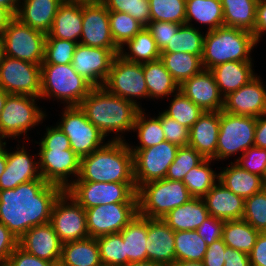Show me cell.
I'll use <instances>...</instances> for the list:
<instances>
[{"label": "cell", "instance_id": "cell-2", "mask_svg": "<svg viewBox=\"0 0 266 266\" xmlns=\"http://www.w3.org/2000/svg\"><path fill=\"white\" fill-rule=\"evenodd\" d=\"M73 182L135 183L129 144L125 140H111L80 158L79 176Z\"/></svg>", "mask_w": 266, "mask_h": 266}, {"label": "cell", "instance_id": "cell-70", "mask_svg": "<svg viewBox=\"0 0 266 266\" xmlns=\"http://www.w3.org/2000/svg\"><path fill=\"white\" fill-rule=\"evenodd\" d=\"M4 57H5L4 44H3L2 37L0 35V64L2 63Z\"/></svg>", "mask_w": 266, "mask_h": 266}, {"label": "cell", "instance_id": "cell-12", "mask_svg": "<svg viewBox=\"0 0 266 266\" xmlns=\"http://www.w3.org/2000/svg\"><path fill=\"white\" fill-rule=\"evenodd\" d=\"M58 127L70 141L71 150L79 158L90 155L94 150L104 146L105 135L93 125L79 106L64 108Z\"/></svg>", "mask_w": 266, "mask_h": 266}, {"label": "cell", "instance_id": "cell-47", "mask_svg": "<svg viewBox=\"0 0 266 266\" xmlns=\"http://www.w3.org/2000/svg\"><path fill=\"white\" fill-rule=\"evenodd\" d=\"M151 21L185 24L186 0H149Z\"/></svg>", "mask_w": 266, "mask_h": 266}, {"label": "cell", "instance_id": "cell-24", "mask_svg": "<svg viewBox=\"0 0 266 266\" xmlns=\"http://www.w3.org/2000/svg\"><path fill=\"white\" fill-rule=\"evenodd\" d=\"M24 147H17L15 152H9L6 149L7 164L0 176V191L14 189L22 183L42 178L39 162L33 161L35 156L32 157Z\"/></svg>", "mask_w": 266, "mask_h": 266}, {"label": "cell", "instance_id": "cell-6", "mask_svg": "<svg viewBox=\"0 0 266 266\" xmlns=\"http://www.w3.org/2000/svg\"><path fill=\"white\" fill-rule=\"evenodd\" d=\"M192 198L182 181L164 178L148 182L137 189L138 214L163 219L172 209Z\"/></svg>", "mask_w": 266, "mask_h": 266}, {"label": "cell", "instance_id": "cell-36", "mask_svg": "<svg viewBox=\"0 0 266 266\" xmlns=\"http://www.w3.org/2000/svg\"><path fill=\"white\" fill-rule=\"evenodd\" d=\"M224 26L254 32L256 0H221Z\"/></svg>", "mask_w": 266, "mask_h": 266}, {"label": "cell", "instance_id": "cell-62", "mask_svg": "<svg viewBox=\"0 0 266 266\" xmlns=\"http://www.w3.org/2000/svg\"><path fill=\"white\" fill-rule=\"evenodd\" d=\"M254 146L266 149V112L257 117Z\"/></svg>", "mask_w": 266, "mask_h": 266}, {"label": "cell", "instance_id": "cell-20", "mask_svg": "<svg viewBox=\"0 0 266 266\" xmlns=\"http://www.w3.org/2000/svg\"><path fill=\"white\" fill-rule=\"evenodd\" d=\"M223 111L239 116L260 117L266 112V85L256 75L224 98Z\"/></svg>", "mask_w": 266, "mask_h": 266}, {"label": "cell", "instance_id": "cell-43", "mask_svg": "<svg viewBox=\"0 0 266 266\" xmlns=\"http://www.w3.org/2000/svg\"><path fill=\"white\" fill-rule=\"evenodd\" d=\"M145 110L140 109L136 115L133 131L137 132L140 141L138 146H129L130 149H145L165 141V133L158 117L148 118Z\"/></svg>", "mask_w": 266, "mask_h": 266}, {"label": "cell", "instance_id": "cell-59", "mask_svg": "<svg viewBox=\"0 0 266 266\" xmlns=\"http://www.w3.org/2000/svg\"><path fill=\"white\" fill-rule=\"evenodd\" d=\"M251 266H266V232H260L249 254Z\"/></svg>", "mask_w": 266, "mask_h": 266}, {"label": "cell", "instance_id": "cell-5", "mask_svg": "<svg viewBox=\"0 0 266 266\" xmlns=\"http://www.w3.org/2000/svg\"><path fill=\"white\" fill-rule=\"evenodd\" d=\"M257 44L254 34L243 29L221 26L206 31L201 57L203 69L231 61L252 62L251 50Z\"/></svg>", "mask_w": 266, "mask_h": 266}, {"label": "cell", "instance_id": "cell-19", "mask_svg": "<svg viewBox=\"0 0 266 266\" xmlns=\"http://www.w3.org/2000/svg\"><path fill=\"white\" fill-rule=\"evenodd\" d=\"M82 35L79 44L110 49L115 55L119 48L115 45L109 24V11L103 4L82 5Z\"/></svg>", "mask_w": 266, "mask_h": 266}, {"label": "cell", "instance_id": "cell-53", "mask_svg": "<svg viewBox=\"0 0 266 266\" xmlns=\"http://www.w3.org/2000/svg\"><path fill=\"white\" fill-rule=\"evenodd\" d=\"M162 129L165 133L166 141L178 146H188L190 131L184 125L167 116L164 112H159Z\"/></svg>", "mask_w": 266, "mask_h": 266}, {"label": "cell", "instance_id": "cell-58", "mask_svg": "<svg viewBox=\"0 0 266 266\" xmlns=\"http://www.w3.org/2000/svg\"><path fill=\"white\" fill-rule=\"evenodd\" d=\"M226 247L223 239L216 240L207 246L203 259L204 266H224Z\"/></svg>", "mask_w": 266, "mask_h": 266}, {"label": "cell", "instance_id": "cell-27", "mask_svg": "<svg viewBox=\"0 0 266 266\" xmlns=\"http://www.w3.org/2000/svg\"><path fill=\"white\" fill-rule=\"evenodd\" d=\"M16 18L31 28L48 34L64 0H22Z\"/></svg>", "mask_w": 266, "mask_h": 266}, {"label": "cell", "instance_id": "cell-48", "mask_svg": "<svg viewBox=\"0 0 266 266\" xmlns=\"http://www.w3.org/2000/svg\"><path fill=\"white\" fill-rule=\"evenodd\" d=\"M204 159L193 147H179L173 163L168 167L166 179L183 181L186 174Z\"/></svg>", "mask_w": 266, "mask_h": 266}, {"label": "cell", "instance_id": "cell-56", "mask_svg": "<svg viewBox=\"0 0 266 266\" xmlns=\"http://www.w3.org/2000/svg\"><path fill=\"white\" fill-rule=\"evenodd\" d=\"M53 264V262L40 259L26 252L18 245L4 266H52Z\"/></svg>", "mask_w": 266, "mask_h": 266}, {"label": "cell", "instance_id": "cell-33", "mask_svg": "<svg viewBox=\"0 0 266 266\" xmlns=\"http://www.w3.org/2000/svg\"><path fill=\"white\" fill-rule=\"evenodd\" d=\"M60 262L65 266H99L102 262L96 238L62 244Z\"/></svg>", "mask_w": 266, "mask_h": 266}, {"label": "cell", "instance_id": "cell-37", "mask_svg": "<svg viewBox=\"0 0 266 266\" xmlns=\"http://www.w3.org/2000/svg\"><path fill=\"white\" fill-rule=\"evenodd\" d=\"M124 45H127L129 52L120 48L118 55L127 61L143 64L160 59L161 51L146 27Z\"/></svg>", "mask_w": 266, "mask_h": 266}, {"label": "cell", "instance_id": "cell-14", "mask_svg": "<svg viewBox=\"0 0 266 266\" xmlns=\"http://www.w3.org/2000/svg\"><path fill=\"white\" fill-rule=\"evenodd\" d=\"M178 148L165 140L145 149H131L136 188L166 178L168 167L173 163Z\"/></svg>", "mask_w": 266, "mask_h": 266}, {"label": "cell", "instance_id": "cell-57", "mask_svg": "<svg viewBox=\"0 0 266 266\" xmlns=\"http://www.w3.org/2000/svg\"><path fill=\"white\" fill-rule=\"evenodd\" d=\"M17 246L18 238L3 223H0V266L6 264Z\"/></svg>", "mask_w": 266, "mask_h": 266}, {"label": "cell", "instance_id": "cell-8", "mask_svg": "<svg viewBox=\"0 0 266 266\" xmlns=\"http://www.w3.org/2000/svg\"><path fill=\"white\" fill-rule=\"evenodd\" d=\"M5 56L42 64L47 34L31 28L14 17L1 34Z\"/></svg>", "mask_w": 266, "mask_h": 266}, {"label": "cell", "instance_id": "cell-18", "mask_svg": "<svg viewBox=\"0 0 266 266\" xmlns=\"http://www.w3.org/2000/svg\"><path fill=\"white\" fill-rule=\"evenodd\" d=\"M115 56L110 49L89 47L78 43L71 64L76 73L93 87H102Z\"/></svg>", "mask_w": 266, "mask_h": 266}, {"label": "cell", "instance_id": "cell-71", "mask_svg": "<svg viewBox=\"0 0 266 266\" xmlns=\"http://www.w3.org/2000/svg\"><path fill=\"white\" fill-rule=\"evenodd\" d=\"M5 138L0 134V150L3 147H6V142H3L2 140H4Z\"/></svg>", "mask_w": 266, "mask_h": 266}, {"label": "cell", "instance_id": "cell-50", "mask_svg": "<svg viewBox=\"0 0 266 266\" xmlns=\"http://www.w3.org/2000/svg\"><path fill=\"white\" fill-rule=\"evenodd\" d=\"M243 220L259 232H266V188L245 199Z\"/></svg>", "mask_w": 266, "mask_h": 266}, {"label": "cell", "instance_id": "cell-38", "mask_svg": "<svg viewBox=\"0 0 266 266\" xmlns=\"http://www.w3.org/2000/svg\"><path fill=\"white\" fill-rule=\"evenodd\" d=\"M201 57L202 55L184 52L161 53L160 60L175 82L180 86L184 81L203 69Z\"/></svg>", "mask_w": 266, "mask_h": 266}, {"label": "cell", "instance_id": "cell-35", "mask_svg": "<svg viewBox=\"0 0 266 266\" xmlns=\"http://www.w3.org/2000/svg\"><path fill=\"white\" fill-rule=\"evenodd\" d=\"M192 20L208 25V31L224 26L221 0H186L185 24L193 26Z\"/></svg>", "mask_w": 266, "mask_h": 266}, {"label": "cell", "instance_id": "cell-63", "mask_svg": "<svg viewBox=\"0 0 266 266\" xmlns=\"http://www.w3.org/2000/svg\"><path fill=\"white\" fill-rule=\"evenodd\" d=\"M14 17L7 8L0 5V35Z\"/></svg>", "mask_w": 266, "mask_h": 266}, {"label": "cell", "instance_id": "cell-16", "mask_svg": "<svg viewBox=\"0 0 266 266\" xmlns=\"http://www.w3.org/2000/svg\"><path fill=\"white\" fill-rule=\"evenodd\" d=\"M0 88L9 94L40 98L41 64L5 56L0 64Z\"/></svg>", "mask_w": 266, "mask_h": 266}, {"label": "cell", "instance_id": "cell-55", "mask_svg": "<svg viewBox=\"0 0 266 266\" xmlns=\"http://www.w3.org/2000/svg\"><path fill=\"white\" fill-rule=\"evenodd\" d=\"M224 223L222 219L209 216L196 231L209 246L212 242L222 239Z\"/></svg>", "mask_w": 266, "mask_h": 266}, {"label": "cell", "instance_id": "cell-17", "mask_svg": "<svg viewBox=\"0 0 266 266\" xmlns=\"http://www.w3.org/2000/svg\"><path fill=\"white\" fill-rule=\"evenodd\" d=\"M89 237L117 233L138 214L137 203L97 205L85 210Z\"/></svg>", "mask_w": 266, "mask_h": 266}, {"label": "cell", "instance_id": "cell-29", "mask_svg": "<svg viewBox=\"0 0 266 266\" xmlns=\"http://www.w3.org/2000/svg\"><path fill=\"white\" fill-rule=\"evenodd\" d=\"M82 5L64 0L59 6L50 32L46 38L65 39L74 42L82 35Z\"/></svg>", "mask_w": 266, "mask_h": 266}, {"label": "cell", "instance_id": "cell-61", "mask_svg": "<svg viewBox=\"0 0 266 266\" xmlns=\"http://www.w3.org/2000/svg\"><path fill=\"white\" fill-rule=\"evenodd\" d=\"M224 266H251L249 255L230 247H226Z\"/></svg>", "mask_w": 266, "mask_h": 266}, {"label": "cell", "instance_id": "cell-23", "mask_svg": "<svg viewBox=\"0 0 266 266\" xmlns=\"http://www.w3.org/2000/svg\"><path fill=\"white\" fill-rule=\"evenodd\" d=\"M18 245L40 259L60 262L62 243L50 222L29 229L18 239Z\"/></svg>", "mask_w": 266, "mask_h": 266}, {"label": "cell", "instance_id": "cell-44", "mask_svg": "<svg viewBox=\"0 0 266 266\" xmlns=\"http://www.w3.org/2000/svg\"><path fill=\"white\" fill-rule=\"evenodd\" d=\"M109 24L115 45L120 49L144 26L124 12L109 11Z\"/></svg>", "mask_w": 266, "mask_h": 266}, {"label": "cell", "instance_id": "cell-40", "mask_svg": "<svg viewBox=\"0 0 266 266\" xmlns=\"http://www.w3.org/2000/svg\"><path fill=\"white\" fill-rule=\"evenodd\" d=\"M176 261H203L207 244L196 230L174 231Z\"/></svg>", "mask_w": 266, "mask_h": 266}, {"label": "cell", "instance_id": "cell-34", "mask_svg": "<svg viewBox=\"0 0 266 266\" xmlns=\"http://www.w3.org/2000/svg\"><path fill=\"white\" fill-rule=\"evenodd\" d=\"M143 72L146 86L148 89V98L163 99V97L174 95L179 90V85L166 70L163 62L158 59L155 61L143 63Z\"/></svg>", "mask_w": 266, "mask_h": 266}, {"label": "cell", "instance_id": "cell-54", "mask_svg": "<svg viewBox=\"0 0 266 266\" xmlns=\"http://www.w3.org/2000/svg\"><path fill=\"white\" fill-rule=\"evenodd\" d=\"M181 25L174 22L150 21L146 28L150 31L158 49L162 51Z\"/></svg>", "mask_w": 266, "mask_h": 266}, {"label": "cell", "instance_id": "cell-42", "mask_svg": "<svg viewBox=\"0 0 266 266\" xmlns=\"http://www.w3.org/2000/svg\"><path fill=\"white\" fill-rule=\"evenodd\" d=\"M204 47V35L199 28L189 25H181L178 31L172 37L170 43L161 51V53L184 52L193 55H202Z\"/></svg>", "mask_w": 266, "mask_h": 266}, {"label": "cell", "instance_id": "cell-73", "mask_svg": "<svg viewBox=\"0 0 266 266\" xmlns=\"http://www.w3.org/2000/svg\"><path fill=\"white\" fill-rule=\"evenodd\" d=\"M99 266H111V265H106V264H100Z\"/></svg>", "mask_w": 266, "mask_h": 266}, {"label": "cell", "instance_id": "cell-21", "mask_svg": "<svg viewBox=\"0 0 266 266\" xmlns=\"http://www.w3.org/2000/svg\"><path fill=\"white\" fill-rule=\"evenodd\" d=\"M179 91L205 111H222L224 98L219 92L214 76L202 69L179 86Z\"/></svg>", "mask_w": 266, "mask_h": 266}, {"label": "cell", "instance_id": "cell-64", "mask_svg": "<svg viewBox=\"0 0 266 266\" xmlns=\"http://www.w3.org/2000/svg\"><path fill=\"white\" fill-rule=\"evenodd\" d=\"M21 4L20 0H0V5L7 8L14 16H16Z\"/></svg>", "mask_w": 266, "mask_h": 266}, {"label": "cell", "instance_id": "cell-65", "mask_svg": "<svg viewBox=\"0 0 266 266\" xmlns=\"http://www.w3.org/2000/svg\"><path fill=\"white\" fill-rule=\"evenodd\" d=\"M7 164V156H6V149L3 147L0 150V176L3 174L5 171Z\"/></svg>", "mask_w": 266, "mask_h": 266}, {"label": "cell", "instance_id": "cell-4", "mask_svg": "<svg viewBox=\"0 0 266 266\" xmlns=\"http://www.w3.org/2000/svg\"><path fill=\"white\" fill-rule=\"evenodd\" d=\"M39 146L38 162L42 179L65 191L71 185L68 177L78 178L80 172V158L71 150L68 137L57 125L47 127Z\"/></svg>", "mask_w": 266, "mask_h": 266}, {"label": "cell", "instance_id": "cell-28", "mask_svg": "<svg viewBox=\"0 0 266 266\" xmlns=\"http://www.w3.org/2000/svg\"><path fill=\"white\" fill-rule=\"evenodd\" d=\"M252 62L231 61L219 64L210 71L223 98L247 84L256 75Z\"/></svg>", "mask_w": 266, "mask_h": 266}, {"label": "cell", "instance_id": "cell-1", "mask_svg": "<svg viewBox=\"0 0 266 266\" xmlns=\"http://www.w3.org/2000/svg\"><path fill=\"white\" fill-rule=\"evenodd\" d=\"M64 190L39 178L0 191V223L20 239L29 229L50 222L53 205Z\"/></svg>", "mask_w": 266, "mask_h": 266}, {"label": "cell", "instance_id": "cell-51", "mask_svg": "<svg viewBox=\"0 0 266 266\" xmlns=\"http://www.w3.org/2000/svg\"><path fill=\"white\" fill-rule=\"evenodd\" d=\"M103 5L108 11L131 15L144 27L151 21L149 0H104Z\"/></svg>", "mask_w": 266, "mask_h": 266}, {"label": "cell", "instance_id": "cell-15", "mask_svg": "<svg viewBox=\"0 0 266 266\" xmlns=\"http://www.w3.org/2000/svg\"><path fill=\"white\" fill-rule=\"evenodd\" d=\"M50 223L62 244L89 238L85 209L66 191L55 201Z\"/></svg>", "mask_w": 266, "mask_h": 266}, {"label": "cell", "instance_id": "cell-68", "mask_svg": "<svg viewBox=\"0 0 266 266\" xmlns=\"http://www.w3.org/2000/svg\"><path fill=\"white\" fill-rule=\"evenodd\" d=\"M74 3H78L81 5H93V4H103L104 0H69Z\"/></svg>", "mask_w": 266, "mask_h": 266}, {"label": "cell", "instance_id": "cell-52", "mask_svg": "<svg viewBox=\"0 0 266 266\" xmlns=\"http://www.w3.org/2000/svg\"><path fill=\"white\" fill-rule=\"evenodd\" d=\"M235 160L242 169L266 179V149L250 147Z\"/></svg>", "mask_w": 266, "mask_h": 266}, {"label": "cell", "instance_id": "cell-45", "mask_svg": "<svg viewBox=\"0 0 266 266\" xmlns=\"http://www.w3.org/2000/svg\"><path fill=\"white\" fill-rule=\"evenodd\" d=\"M173 97L169 108L163 112L190 129L204 111L179 90L176 91Z\"/></svg>", "mask_w": 266, "mask_h": 266}, {"label": "cell", "instance_id": "cell-41", "mask_svg": "<svg viewBox=\"0 0 266 266\" xmlns=\"http://www.w3.org/2000/svg\"><path fill=\"white\" fill-rule=\"evenodd\" d=\"M212 159L205 158L183 178V183L193 197L203 198L218 182L219 174L210 168ZM216 179V180H215Z\"/></svg>", "mask_w": 266, "mask_h": 266}, {"label": "cell", "instance_id": "cell-69", "mask_svg": "<svg viewBox=\"0 0 266 266\" xmlns=\"http://www.w3.org/2000/svg\"><path fill=\"white\" fill-rule=\"evenodd\" d=\"M10 94L0 88V114L5 106V102Z\"/></svg>", "mask_w": 266, "mask_h": 266}, {"label": "cell", "instance_id": "cell-66", "mask_svg": "<svg viewBox=\"0 0 266 266\" xmlns=\"http://www.w3.org/2000/svg\"><path fill=\"white\" fill-rule=\"evenodd\" d=\"M172 266H204L203 261H175Z\"/></svg>", "mask_w": 266, "mask_h": 266}, {"label": "cell", "instance_id": "cell-30", "mask_svg": "<svg viewBox=\"0 0 266 266\" xmlns=\"http://www.w3.org/2000/svg\"><path fill=\"white\" fill-rule=\"evenodd\" d=\"M223 169L218 181L244 200L265 188L264 178L242 169L235 162Z\"/></svg>", "mask_w": 266, "mask_h": 266}, {"label": "cell", "instance_id": "cell-7", "mask_svg": "<svg viewBox=\"0 0 266 266\" xmlns=\"http://www.w3.org/2000/svg\"><path fill=\"white\" fill-rule=\"evenodd\" d=\"M93 86L74 70L71 63L41 65L40 98L60 99L66 107L79 106Z\"/></svg>", "mask_w": 266, "mask_h": 266}, {"label": "cell", "instance_id": "cell-46", "mask_svg": "<svg viewBox=\"0 0 266 266\" xmlns=\"http://www.w3.org/2000/svg\"><path fill=\"white\" fill-rule=\"evenodd\" d=\"M102 264L111 266H126L125 242L121 233L102 235L96 238Z\"/></svg>", "mask_w": 266, "mask_h": 266}, {"label": "cell", "instance_id": "cell-31", "mask_svg": "<svg viewBox=\"0 0 266 266\" xmlns=\"http://www.w3.org/2000/svg\"><path fill=\"white\" fill-rule=\"evenodd\" d=\"M209 216L203 198L193 197L172 209L163 220L173 231L196 230Z\"/></svg>", "mask_w": 266, "mask_h": 266}, {"label": "cell", "instance_id": "cell-11", "mask_svg": "<svg viewBox=\"0 0 266 266\" xmlns=\"http://www.w3.org/2000/svg\"><path fill=\"white\" fill-rule=\"evenodd\" d=\"M257 118L229 114L220 111L216 160H224L233 154H243L254 146Z\"/></svg>", "mask_w": 266, "mask_h": 266}, {"label": "cell", "instance_id": "cell-26", "mask_svg": "<svg viewBox=\"0 0 266 266\" xmlns=\"http://www.w3.org/2000/svg\"><path fill=\"white\" fill-rule=\"evenodd\" d=\"M210 216L224 221L243 218L245 200L218 181L203 197Z\"/></svg>", "mask_w": 266, "mask_h": 266}, {"label": "cell", "instance_id": "cell-10", "mask_svg": "<svg viewBox=\"0 0 266 266\" xmlns=\"http://www.w3.org/2000/svg\"><path fill=\"white\" fill-rule=\"evenodd\" d=\"M65 191L85 210L97 205L137 203L135 183L73 182Z\"/></svg>", "mask_w": 266, "mask_h": 266}, {"label": "cell", "instance_id": "cell-67", "mask_svg": "<svg viewBox=\"0 0 266 266\" xmlns=\"http://www.w3.org/2000/svg\"><path fill=\"white\" fill-rule=\"evenodd\" d=\"M126 266H167V265L162 264V263L152 262V261H143V262H132Z\"/></svg>", "mask_w": 266, "mask_h": 266}, {"label": "cell", "instance_id": "cell-13", "mask_svg": "<svg viewBox=\"0 0 266 266\" xmlns=\"http://www.w3.org/2000/svg\"><path fill=\"white\" fill-rule=\"evenodd\" d=\"M103 87L109 93L125 98L142 109L134 98L148 97L143 64L127 61L116 55Z\"/></svg>", "mask_w": 266, "mask_h": 266}, {"label": "cell", "instance_id": "cell-49", "mask_svg": "<svg viewBox=\"0 0 266 266\" xmlns=\"http://www.w3.org/2000/svg\"><path fill=\"white\" fill-rule=\"evenodd\" d=\"M78 43L65 39L46 38L44 60L41 65H65L72 63Z\"/></svg>", "mask_w": 266, "mask_h": 266}, {"label": "cell", "instance_id": "cell-22", "mask_svg": "<svg viewBox=\"0 0 266 266\" xmlns=\"http://www.w3.org/2000/svg\"><path fill=\"white\" fill-rule=\"evenodd\" d=\"M174 231L160 218H147V261L172 266L176 261Z\"/></svg>", "mask_w": 266, "mask_h": 266}, {"label": "cell", "instance_id": "cell-39", "mask_svg": "<svg viewBox=\"0 0 266 266\" xmlns=\"http://www.w3.org/2000/svg\"><path fill=\"white\" fill-rule=\"evenodd\" d=\"M260 234L243 219L227 220L223 226L222 239L227 247L250 254Z\"/></svg>", "mask_w": 266, "mask_h": 266}, {"label": "cell", "instance_id": "cell-3", "mask_svg": "<svg viewBox=\"0 0 266 266\" xmlns=\"http://www.w3.org/2000/svg\"><path fill=\"white\" fill-rule=\"evenodd\" d=\"M79 107L105 137L115 132L112 140L122 141L124 138L120 133L133 130L136 115L140 110L129 100L109 93L103 86L93 87Z\"/></svg>", "mask_w": 266, "mask_h": 266}, {"label": "cell", "instance_id": "cell-9", "mask_svg": "<svg viewBox=\"0 0 266 266\" xmlns=\"http://www.w3.org/2000/svg\"><path fill=\"white\" fill-rule=\"evenodd\" d=\"M39 97L30 95L10 94L0 114V134L4 138H17L33 126L38 125L47 116L45 111L37 106L35 100Z\"/></svg>", "mask_w": 266, "mask_h": 266}, {"label": "cell", "instance_id": "cell-72", "mask_svg": "<svg viewBox=\"0 0 266 266\" xmlns=\"http://www.w3.org/2000/svg\"><path fill=\"white\" fill-rule=\"evenodd\" d=\"M52 266H65L61 262L54 263Z\"/></svg>", "mask_w": 266, "mask_h": 266}, {"label": "cell", "instance_id": "cell-25", "mask_svg": "<svg viewBox=\"0 0 266 266\" xmlns=\"http://www.w3.org/2000/svg\"><path fill=\"white\" fill-rule=\"evenodd\" d=\"M220 111H205L189 129L188 146L193 147L204 158L216 160L219 135Z\"/></svg>", "mask_w": 266, "mask_h": 266}, {"label": "cell", "instance_id": "cell-60", "mask_svg": "<svg viewBox=\"0 0 266 266\" xmlns=\"http://www.w3.org/2000/svg\"><path fill=\"white\" fill-rule=\"evenodd\" d=\"M266 31V0L257 2L256 6V22L254 26V37L259 42L263 32Z\"/></svg>", "mask_w": 266, "mask_h": 266}, {"label": "cell", "instance_id": "cell-32", "mask_svg": "<svg viewBox=\"0 0 266 266\" xmlns=\"http://www.w3.org/2000/svg\"><path fill=\"white\" fill-rule=\"evenodd\" d=\"M120 233L125 242L127 265L147 261V217L137 214Z\"/></svg>", "mask_w": 266, "mask_h": 266}]
</instances>
